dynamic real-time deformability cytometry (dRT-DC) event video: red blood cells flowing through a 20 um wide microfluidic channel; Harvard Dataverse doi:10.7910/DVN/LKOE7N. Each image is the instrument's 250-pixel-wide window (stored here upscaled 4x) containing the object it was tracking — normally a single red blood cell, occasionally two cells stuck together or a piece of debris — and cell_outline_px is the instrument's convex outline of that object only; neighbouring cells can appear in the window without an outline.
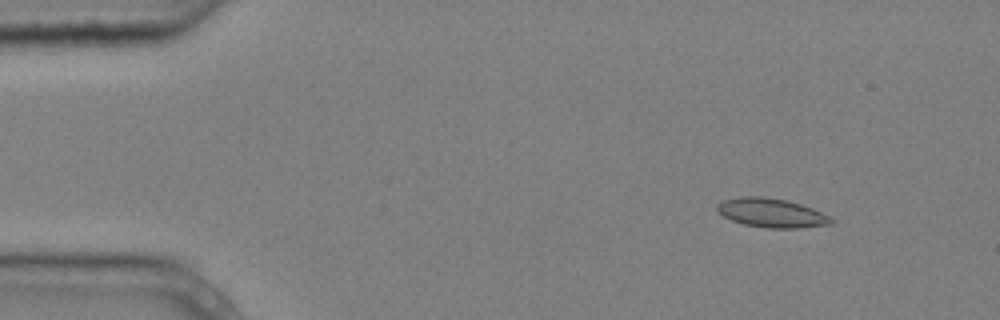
{"species": "common noctule bat (a hibernating species)", "species_latin": "Nyctalus noctula", "temperature_condition": "cold", "stored_images_in_passage": 5, "camera_frame_rate_fps": 3000, "um_per_image_px": 0.085, "animal": {"sex": "male", "body_mass_g": 20.4}, "frame": {"image": 1, "passage_image": 2, "time_ms": 0.333, "image_size_px": [1000, 320], "cell_outline_px": [[836, 220], [832, 224], [800, 228], [768, 228], [744, 224], [732, 220], [724, 216], [716, 208], [716, 204], [720, 200], [740, 196], [764, 196], [788, 200], [812, 208]], "centroid_in_image_um": [65.57, 18.08], "position_along_channel_um": 19.4, "area_um2": 19.42}}
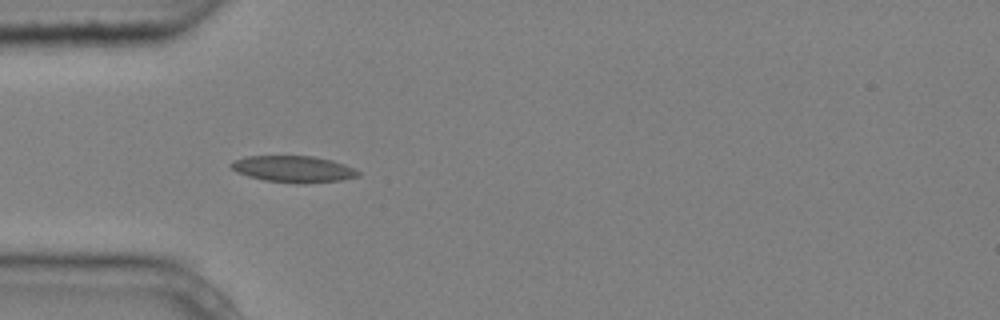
{"frame": {"image": 2, "passage_image": 4, "time_ms": 1.0, "image_size_px": [1000, 320], "cell_outline_px": [[360, 176], [340, 180], [304, 184], [296, 184], [264, 180], [248, 176], [236, 172], [228, 164], [236, 160], [248, 156], [312, 156], [332, 160], [356, 168], [360, 172]], "centroid_in_image_um": [24.97, 14.38], "position_along_channel_um": 60.0, "area_um2": 19.77}}
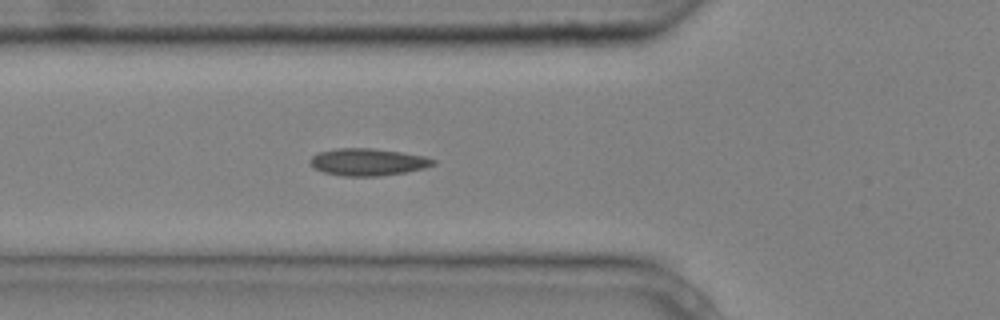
{"frame": {"image": 3, "passage_image": 5, "time_ms": 1.333, "image_size_px": [1000, 320], "cell_outline_px": [[436, 164], [424, 168], [404, 172], [380, 176], [344, 176], [324, 172], [316, 168], [308, 160], [312, 156], [320, 152], [340, 148], [372, 148], [400, 152], [424, 156], [436, 160]], "centroid_in_image_um": [31.29, 13.77], "position_along_channel_um": 94.5, "area_um2": 19.25}}